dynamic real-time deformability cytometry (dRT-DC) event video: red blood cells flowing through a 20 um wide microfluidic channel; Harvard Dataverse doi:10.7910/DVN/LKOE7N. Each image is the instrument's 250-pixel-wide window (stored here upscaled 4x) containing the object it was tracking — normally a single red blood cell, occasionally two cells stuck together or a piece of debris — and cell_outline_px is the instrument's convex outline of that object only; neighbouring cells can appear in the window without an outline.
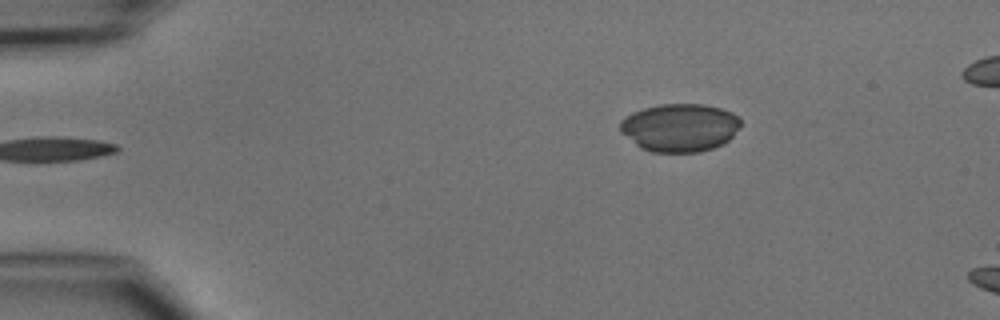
{"species": "common noctule bat (a hibernating species)", "species_latin": "Nyctalus noctula", "temperature_condition": "cold", "stored_images_in_passage": 6, "segment_of_instrument_passage": [2, 2], "camera_frame_rate_fps": 3000, "um_per_image_px": 0.085, "animal": {"sex": "male", "body_mass_g": 15.6}, "frame": {"image": 1, "passage_image": 6, "time_ms": 5.667, "image_size_px": [1000, 320], "cell_outline_px": [[740, 124], [732, 136], [724, 144], [700, 152], [652, 152], [640, 148], [620, 132], [620, 120], [624, 116], [632, 112], [644, 108], [660, 104], [704, 104], [720, 108], [732, 112], [740, 116]], "centroid_in_image_um": [57.76, 10.84], "position_along_channel_um": 27.2, "area_um2": 33.99}}